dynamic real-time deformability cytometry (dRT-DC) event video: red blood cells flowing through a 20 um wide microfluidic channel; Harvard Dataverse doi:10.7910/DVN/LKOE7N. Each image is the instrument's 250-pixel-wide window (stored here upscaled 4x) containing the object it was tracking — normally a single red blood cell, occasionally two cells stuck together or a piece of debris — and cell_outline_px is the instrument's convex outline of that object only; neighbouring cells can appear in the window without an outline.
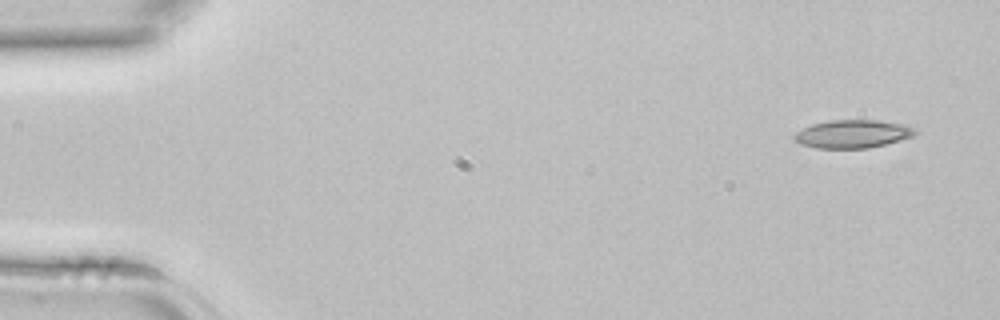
{"species": "common noctule bat (a hibernating species)", "species_latin": "Nyctalus noctula", "temperature_condition": "room temperature", "stored_images_in_passage": 4, "camera_frame_rate_fps": 3000, "um_per_image_px": 0.085, "animal": {"sex": "female", "body_mass_g": 22.7, "forearm_length_mm": 54.2}, "frame": {"image": 1, "passage_image": 1, "time_ms": 0.0, "image_size_px": [1000, 320], "cell_outline_px": [[920, 132], [912, 136], [900, 140], [868, 148], [816, 148], [800, 144], [792, 136], [796, 132], [812, 124], [832, 120], [876, 120], [900, 124], [916, 128]], "centroid_in_image_um": [72.48, 11.38], "position_along_channel_um": 12.5, "area_um2": 19.65}}
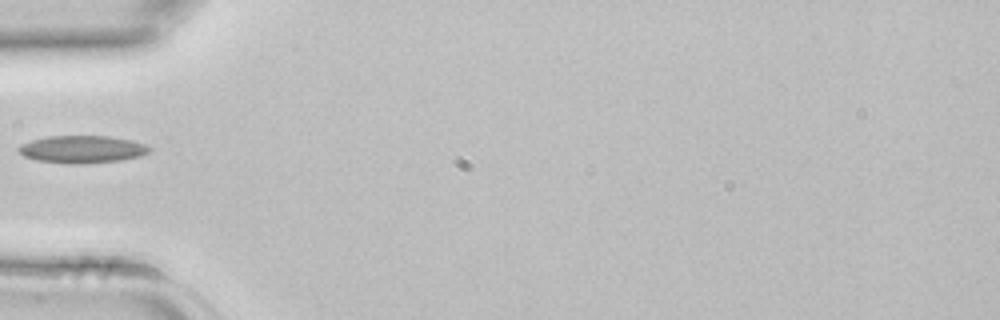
{"frame": {"image": 2, "passage_image": 4, "time_ms": 1.0, "image_size_px": [1000, 320], "cell_outline_px": [[152, 148], [148, 152], [140, 156], [120, 160], [80, 164], [72, 164], [36, 160], [24, 156], [16, 148], [20, 144], [32, 140], [48, 136], [108, 136], [132, 140], [144, 144]], "centroid_in_image_um": [6.97, 12.68], "position_along_channel_um": 78.0, "area_um2": 20.87}}